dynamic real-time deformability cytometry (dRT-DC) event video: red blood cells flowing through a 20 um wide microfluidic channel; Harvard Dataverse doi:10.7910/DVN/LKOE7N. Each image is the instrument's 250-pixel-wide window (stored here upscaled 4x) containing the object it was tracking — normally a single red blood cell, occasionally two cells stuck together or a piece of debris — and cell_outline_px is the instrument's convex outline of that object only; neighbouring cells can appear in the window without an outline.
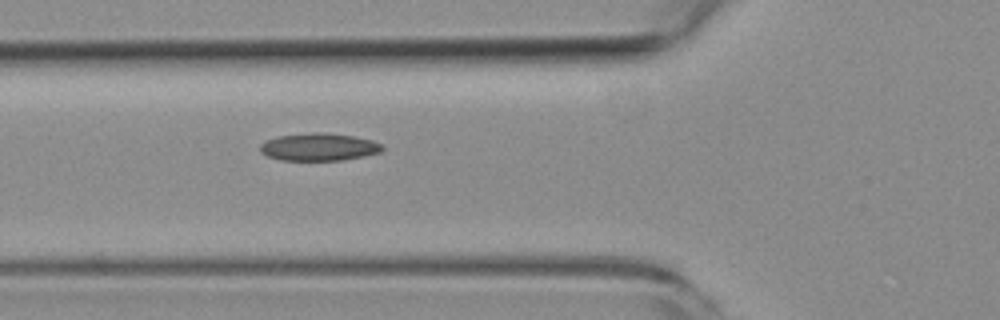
{"species": "common noctule bat (a hibernating species)", "species_latin": "Nyctalus noctula", "temperature_condition": "room temperature", "stored_images_in_passage": 2, "camera_frame_rate_fps": 3000, "um_per_image_px": 0.085, "animal": {"sex": "female", "body_mass_g": 19.3, "forearm_length_mm": 54.1}, "frame": {"image": 1, "passage_image": 2, "time_ms": 1.0, "image_size_px": [1000, 320], "cell_outline_px": [[384, 148], [380, 152], [364, 156], [344, 160], [280, 160], [268, 156], [260, 152], [260, 144], [264, 140], [276, 136], [312, 132], [324, 132], [352, 136], [372, 140], [384, 144]], "centroid_in_image_um": [27.09, 12.48], "position_along_channel_um": 98.7, "area_um2": 19.83}}